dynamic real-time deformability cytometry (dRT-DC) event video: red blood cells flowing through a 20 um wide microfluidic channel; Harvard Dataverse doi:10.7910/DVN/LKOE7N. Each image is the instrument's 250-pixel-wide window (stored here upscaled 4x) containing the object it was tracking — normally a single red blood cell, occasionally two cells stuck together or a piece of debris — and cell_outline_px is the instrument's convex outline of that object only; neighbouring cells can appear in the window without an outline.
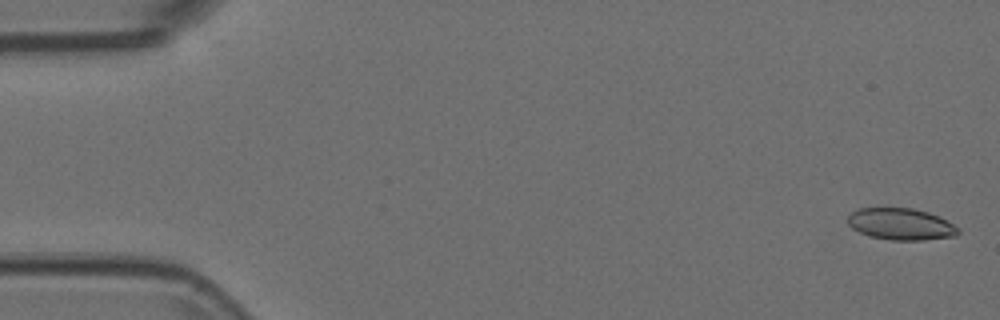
{"species": "Egyptian fruit bat (a non-hibernating species)", "species_latin": "Rousettus aegyptiacus", "temperature_condition": "room temperature", "stored_images_in_passage": 54, "camera_frame_rate_fps": 3000, "um_per_image_px": 0.085, "animal": {"sex": "female"}, "frame": {"image": 1, "passage_image": 1, "time_ms": 0.0, "image_size_px": [1000, 320], "cell_outline_px": [[960, 232], [956, 236], [924, 240], [892, 240], [868, 236], [852, 228], [848, 224], [848, 216], [852, 212], [860, 208], [912, 208], [928, 212], [940, 216], [960, 228]], "centroid_in_image_um": [76.61, 19.05], "position_along_channel_um": 8.4, "area_um2": 20.52}}
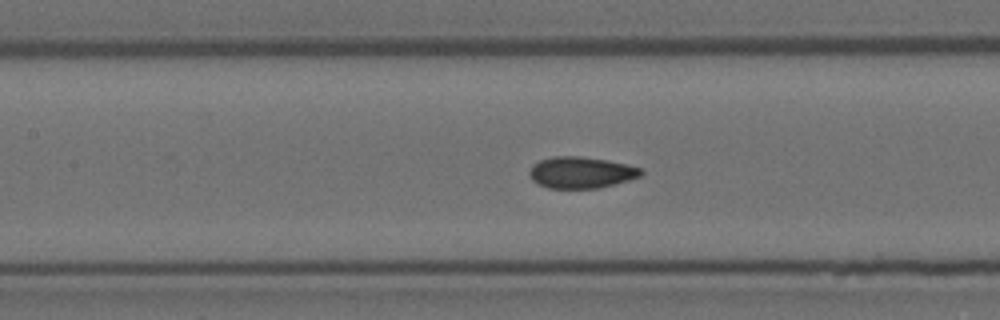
{"frame": {"image": 2, "passage_image": 24, "time_ms": 7.667, "image_size_px": [1000, 320], "cell_outline_px": [[644, 172], [640, 176], [628, 180], [600, 188], [548, 188], [532, 180], [528, 176], [528, 172], [532, 164], [540, 160], [552, 156], [580, 156], [608, 160], [628, 164], [644, 168]], "centroid_in_image_um": [49.4, 14.65], "position_along_channel_um": 158.0, "area_um2": 20.69}}
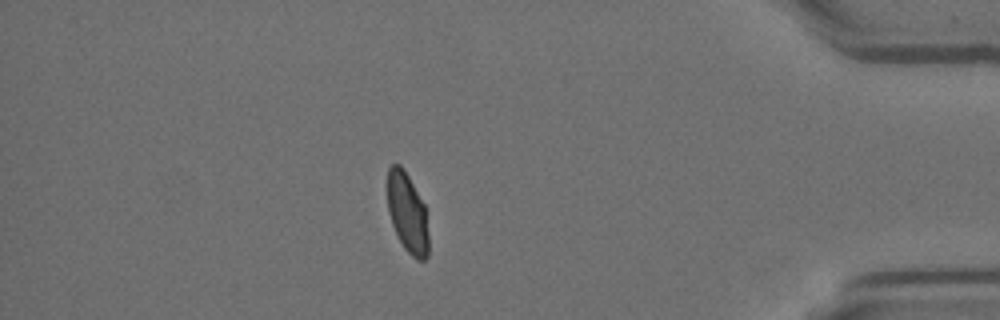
{"frame": {"image": 3, "passage_image": 47, "time_ms": 15.333, "image_size_px": [1000, 320], "cell_outline_px": [[428, 256], [424, 260], [416, 260], [404, 248], [392, 224], [388, 212], [388, 168], [392, 164], [400, 164], [404, 168], [424, 204], [428, 236]], "centroid_in_image_um": [34.63, 18.09], "position_along_channel_um": 400.6, "area_um2": 18.96}}